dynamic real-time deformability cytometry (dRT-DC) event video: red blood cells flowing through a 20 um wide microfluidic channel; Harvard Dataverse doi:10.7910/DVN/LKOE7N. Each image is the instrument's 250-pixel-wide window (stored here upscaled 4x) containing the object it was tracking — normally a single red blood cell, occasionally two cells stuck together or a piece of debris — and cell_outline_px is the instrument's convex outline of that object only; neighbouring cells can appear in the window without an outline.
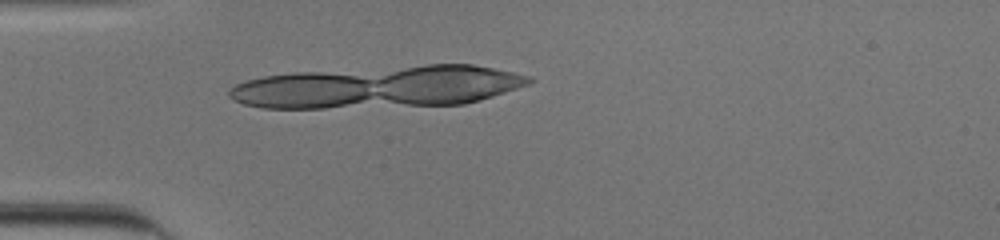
{"species": "human", "species_latin": "Homo sapiens", "temperature_condition": "cold", "stored_images_in_passage": 19, "segment_of_instrument_passage": [2, 2], "camera_frame_rate_fps": 3000, "um_per_image_px": 0.085, "donor": {"sex": "male"}, "frame": {"image": 1, "passage_image": 16, "time_ms": 5.0, "image_size_px": [1000, 240], "cell_outline_px": [[364, 96], [356, 100], [340, 104], [312, 108], [276, 108], [252, 104], [240, 100], [244, 84], [256, 80], [272, 76], [348, 76], [364, 80]], "centroid_in_image_um": [25.73, 7.76], "position_along_channel_um": 59.3, "area_um2": 24.68}}